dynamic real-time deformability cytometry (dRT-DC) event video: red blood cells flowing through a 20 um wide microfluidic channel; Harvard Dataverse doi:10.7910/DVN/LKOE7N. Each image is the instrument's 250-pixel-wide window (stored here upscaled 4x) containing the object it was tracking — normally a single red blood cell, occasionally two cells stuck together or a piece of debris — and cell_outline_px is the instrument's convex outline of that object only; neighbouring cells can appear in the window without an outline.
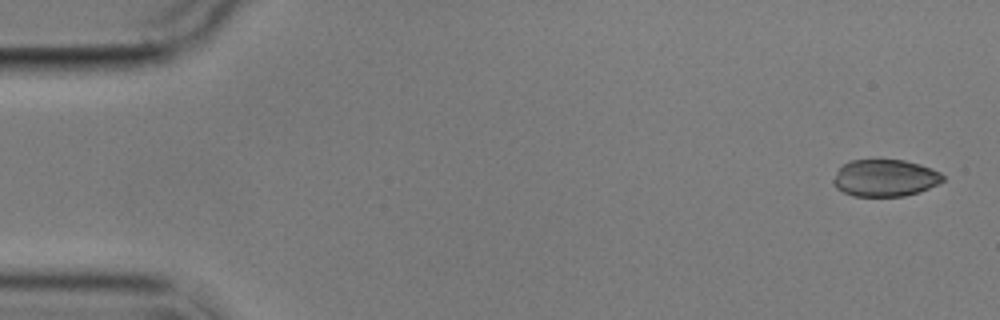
{"species": "common noctule bat (a hibernating species)", "species_latin": "Nyctalus noctula", "temperature_condition": "cold", "stored_images_in_passage": 8, "camera_frame_rate_fps": 3000, "um_per_image_px": 0.085, "animal": {"sex": "male", "body_mass_g": 17.9}, "frame": {"image": 1, "passage_image": 1, "time_ms": 0.0, "image_size_px": [1000, 320], "cell_outline_px": [[944, 180], [920, 192], [904, 196], [852, 196], [836, 188], [832, 184], [832, 180], [836, 172], [844, 164], [852, 160], [904, 160], [920, 164], [932, 168], [940, 172], [944, 176]], "centroid_in_image_um": [75.22, 15.13], "position_along_channel_um": 9.8, "area_um2": 23.64}}
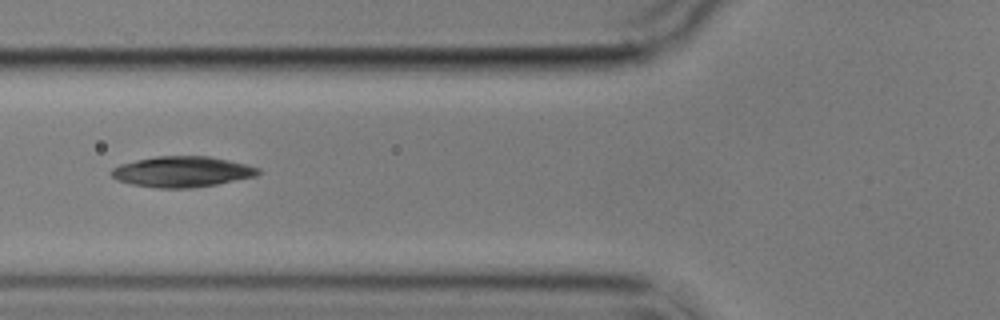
{"frame": {"image": 2, "passage_image": 6, "time_ms": 6.333, "image_size_px": [1000, 320], "cell_outline_px": [[260, 172], [256, 176], [216, 184], [192, 188], [156, 188], [132, 184], [120, 180], [112, 176], [112, 168], [120, 164], [136, 160], [156, 156], [208, 156], [248, 164], [260, 168]], "centroid_in_image_um": [15.51, 14.59], "position_along_channel_um": 110.3, "area_um2": 26.13}}
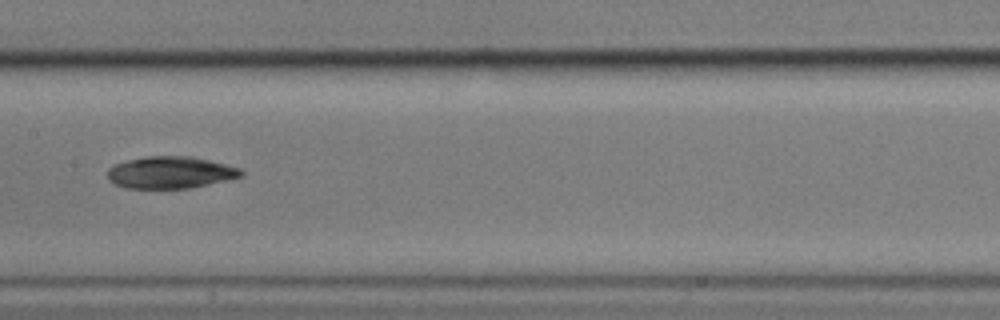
{"frame": {"image": 3, "passage_image": 8, "time_ms": 8.667, "image_size_px": [1000, 320], "cell_outline_px": [[244, 176], [188, 188], [128, 188], [116, 184], [108, 180], [108, 168], [112, 164], [144, 156], [192, 156], [244, 168]], "centroid_in_image_um": [14.51, 14.64], "position_along_channel_um": 192.9, "area_um2": 25.03}}